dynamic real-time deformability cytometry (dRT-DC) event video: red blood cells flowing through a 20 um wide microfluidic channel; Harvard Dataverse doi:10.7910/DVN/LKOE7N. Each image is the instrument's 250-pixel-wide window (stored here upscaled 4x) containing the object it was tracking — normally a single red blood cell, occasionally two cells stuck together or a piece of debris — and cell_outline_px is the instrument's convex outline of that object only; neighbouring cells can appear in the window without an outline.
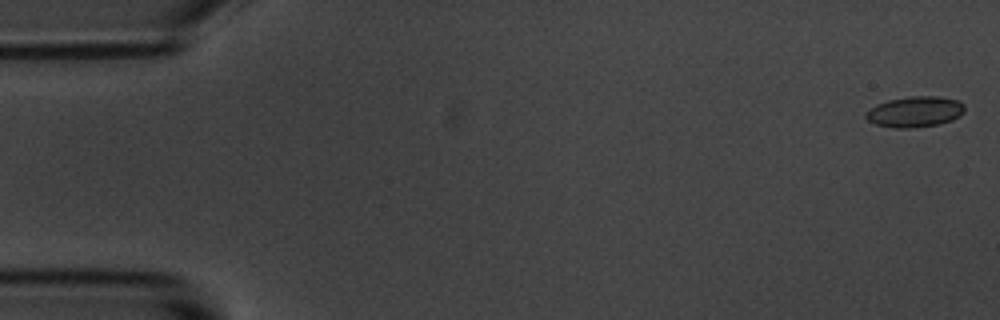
{"species": "common noctule bat (a hibernating species)", "species_latin": "Nyctalus noctula", "temperature_condition": "room temperature", "stored_images_in_passage": 4, "camera_frame_rate_fps": 3000, "um_per_image_px": 0.085, "animal": {"sex": "male", "body_mass_g": 20.1, "forearm_length_mm": 53.5}, "frame": {"image": 1, "passage_image": 1, "time_ms": 0.0, "image_size_px": [1000, 320], "cell_outline_px": [[964, 112], [960, 116], [952, 120], [940, 124], [912, 128], [892, 128], [876, 124], [868, 120], [864, 116], [864, 112], [876, 104], [888, 100], [908, 96], [936, 96], [960, 100], [964, 104]], "centroid_in_image_um": [77.77, 9.5], "position_along_channel_um": 7.2, "area_um2": 17.98}}